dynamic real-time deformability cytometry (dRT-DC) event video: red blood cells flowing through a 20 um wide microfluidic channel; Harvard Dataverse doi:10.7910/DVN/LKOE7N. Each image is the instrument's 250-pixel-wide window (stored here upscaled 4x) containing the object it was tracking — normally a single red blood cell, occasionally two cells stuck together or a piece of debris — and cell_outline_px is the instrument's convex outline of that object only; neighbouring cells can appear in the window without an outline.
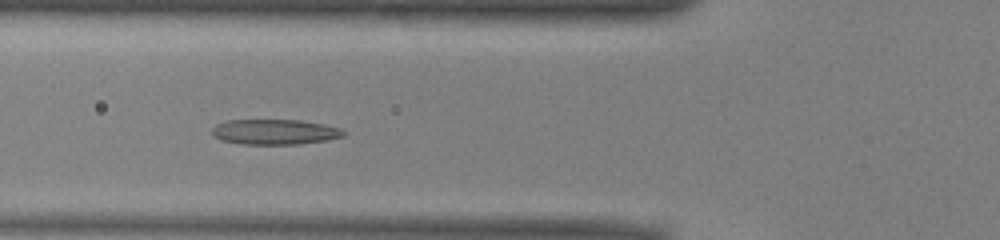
{"species": "common noctule bat (a hibernating species)", "species_latin": "Nyctalus noctula", "temperature_condition": "warm", "stored_images_in_passage": 39, "camera_frame_rate_fps": 3000, "um_per_image_px": 0.085, "animal": {"sex": "male", "body_mass_g": 13.0, "forearm_length_mm": 53.1}, "frame": {"image": 1, "passage_image": 6, "time_ms": 1.667, "image_size_px": [1000, 240], "cell_outline_px": [[348, 132], [344, 136], [328, 140], [300, 144], [240, 144], [220, 140], [212, 132], [212, 128], [216, 124], [228, 120], [300, 120], [324, 124], [340, 128]], "centroid_in_image_um": [23.39, 11.21], "position_along_channel_um": 102.4, "area_um2": 19.48}}
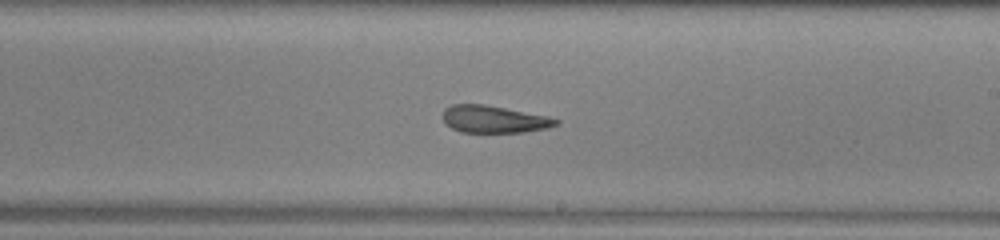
{"frame": {"image": 2, "passage_image": 17, "time_ms": 5.333, "image_size_px": [1000, 240], "cell_outline_px": [[560, 124], [548, 128], [524, 132], [460, 132], [444, 124], [444, 108], [452, 104], [484, 104], [548, 116], [560, 120]], "centroid_in_image_um": [42.0, 10.14], "position_along_channel_um": 247.0, "area_um2": 18.03}}
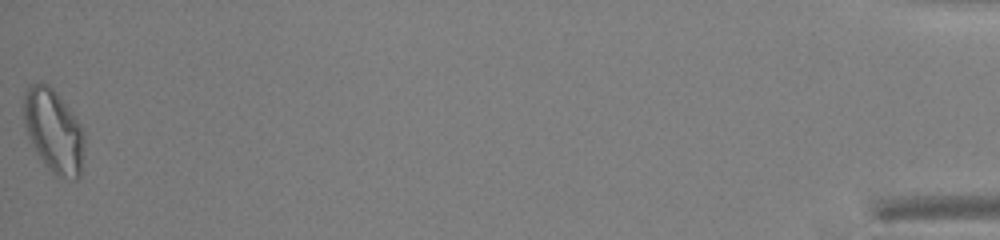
{"frame": {"image": 3, "passage_image": 39, "time_ms": 12.667, "image_size_px": [1000, 240], "cell_outline_px": [[84, 144], [80, 176], [76, 180], [72, 180], [52, 176], [36, 152], [28, 136], [24, 124], [24, 96], [28, 84], [40, 80], [48, 84], [56, 92], [72, 112], [80, 124], [84, 132]], "centroid_in_image_um": [4.55, 11.15], "position_along_channel_um": 430.6, "area_um2": 29.88}, "authors_computed_cell_mechanics": {"area_um2": 19.8832, "velocity_mm_per_s": 3.9467, "shape_relaxation_time_tau1_ms": null, "shape_relaxation_time_tau2_ms": 4.5798, "deformation_change_tau1": null, "deformation_change_tau2": 0.1393}}